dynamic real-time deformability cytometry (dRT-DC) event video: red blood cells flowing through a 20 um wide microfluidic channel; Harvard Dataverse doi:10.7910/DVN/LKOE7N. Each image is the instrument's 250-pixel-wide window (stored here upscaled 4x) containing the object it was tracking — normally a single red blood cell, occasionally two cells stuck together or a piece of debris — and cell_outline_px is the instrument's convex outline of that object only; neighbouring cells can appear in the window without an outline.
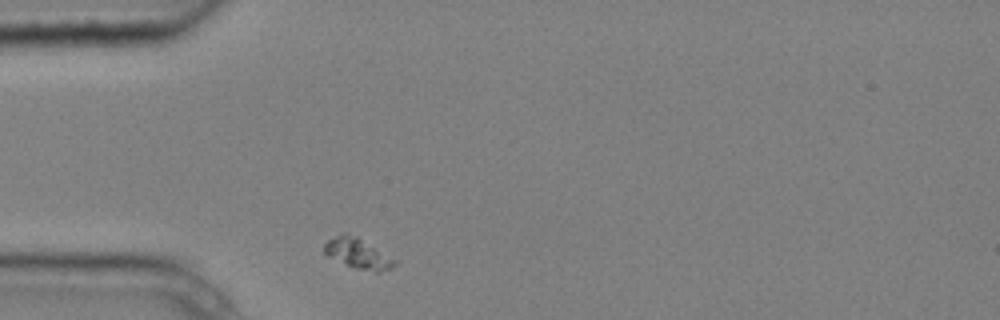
{"species": "common noctule bat (a hibernating species)", "species_latin": "Nyctalus noctula", "temperature_condition": "cold", "stored_images_in_passage": 1, "camera_frame_rate_fps": 3000, "um_per_image_px": 0.085, "animal": {"sex": "male", "body_mass_g": 20.4}, "frame": {"image": 1, "passage_image": 1, "time_ms": 0.0, "image_size_px": [1000, 320], "cell_outline_px": [[400, 260], [392, 268], [380, 272], [376, 272], [356, 268], [324, 256], [324, 244], [328, 240], [340, 232], [344, 232], [356, 236]], "centroid_in_image_um": [30.44, 21.54], "position_along_channel_um": 54.6, "area_um2": 12.83}}